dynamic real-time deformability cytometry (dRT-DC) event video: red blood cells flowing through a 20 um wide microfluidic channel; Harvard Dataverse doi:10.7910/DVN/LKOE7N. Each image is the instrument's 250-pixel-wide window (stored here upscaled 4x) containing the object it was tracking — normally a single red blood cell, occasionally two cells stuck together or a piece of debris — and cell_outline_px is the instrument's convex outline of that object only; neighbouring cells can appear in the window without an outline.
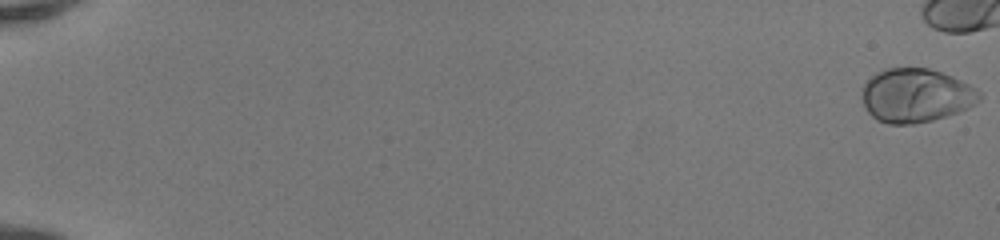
{"species": "human", "species_latin": "Homo sapiens", "temperature_condition": "room temperature", "stored_images_in_passage": 44, "camera_frame_rate_fps": 3000, "um_per_image_px": 0.085, "donor": {"sex": "female"}, "frame": {"image": 1, "passage_image": 1, "time_ms": 0.0, "image_size_px": [1000, 240], "cell_outline_px": [[980, 100], [976, 104], [968, 108], [932, 120], [912, 124], [888, 124], [876, 120], [868, 112], [864, 104], [864, 84], [876, 72], [888, 68], [928, 68], [952, 76], [968, 84], [980, 92]], "centroid_in_image_um": [77.85, 8.12], "position_along_channel_um": 7.1, "area_um2": 36.41}}
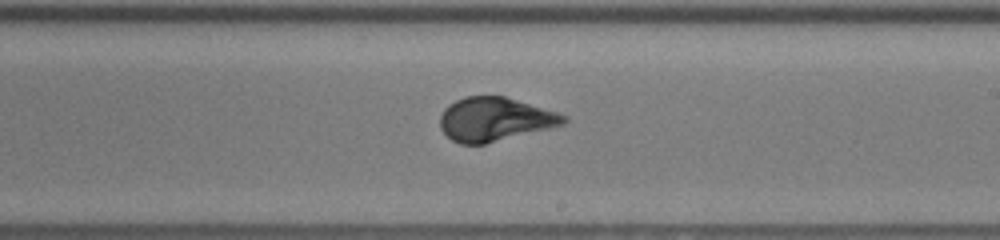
{"frame": {"image": 2, "passage_image": 33, "time_ms": 10.667, "image_size_px": [1000, 240], "cell_outline_px": [[568, 120], [564, 124], [484, 144], [460, 144], [452, 140], [440, 128], [440, 116], [444, 108], [448, 104], [464, 96], [504, 96], [556, 112], [568, 116]], "centroid_in_image_um": [42.02, 10.13], "position_along_channel_um": 247.0, "area_um2": 31.21}}
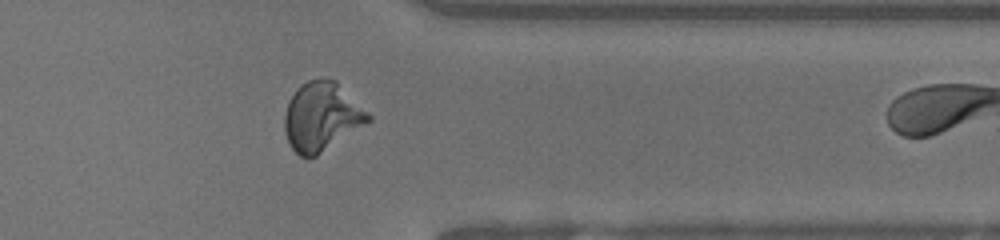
{"frame": {"image": 3, "passage_image": 43, "time_ms": 14.0, "image_size_px": [1000, 240], "cell_outline_px": [[372, 120], [316, 156], [300, 156], [288, 144], [284, 132], [284, 112], [288, 100], [296, 88], [300, 84], [308, 80], [336, 80], [372, 116]], "centroid_in_image_um": [27.31, 9.91], "position_along_channel_um": 384.1, "area_um2": 33.47}}